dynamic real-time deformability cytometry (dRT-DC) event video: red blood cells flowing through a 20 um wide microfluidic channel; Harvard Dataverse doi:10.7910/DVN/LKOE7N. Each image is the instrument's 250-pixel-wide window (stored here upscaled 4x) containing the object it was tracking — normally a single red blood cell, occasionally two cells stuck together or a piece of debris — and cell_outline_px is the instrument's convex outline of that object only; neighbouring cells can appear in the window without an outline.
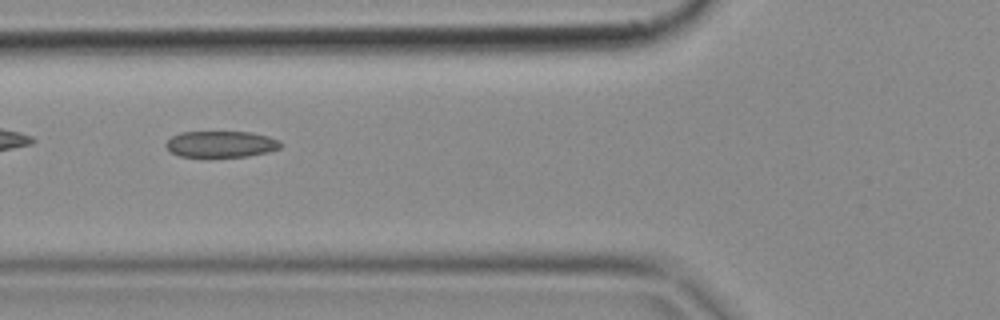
{"species": "common noctule bat (a hibernating species)", "species_latin": "Nyctalus noctula", "temperature_condition": "cold", "stored_images_in_passage": 6, "camera_frame_rate_fps": 3000, "um_per_image_px": 0.085, "animal": {"sex": "female", "body_mass_g": 18.4}, "frame": {"image": 1, "passage_image": 4, "time_ms": 1.0, "image_size_px": [1000, 320], "cell_outline_px": [[284, 144], [280, 148], [268, 152], [248, 156], [180, 156], [172, 152], [164, 144], [172, 136], [180, 132], [252, 132], [268, 136], [280, 140]], "centroid_in_image_um": [18.84, 12.24], "position_along_channel_um": 107.0, "area_um2": 17.51}}
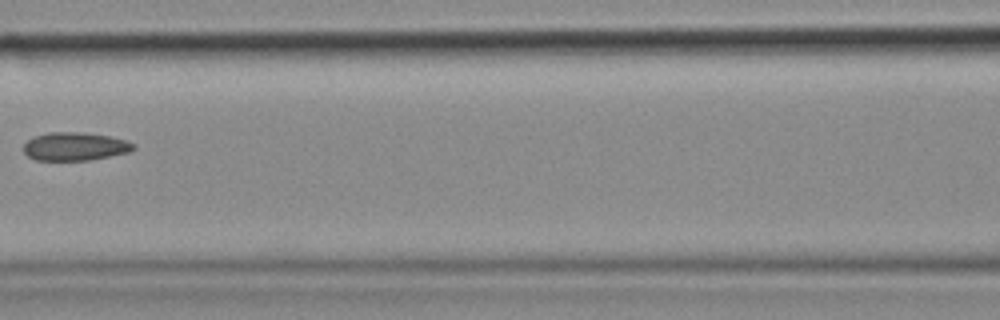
{"frame": {"image": 2, "passage_image": 5, "time_ms": 1.333, "image_size_px": [1000, 320], "cell_outline_px": [[136, 148], [128, 152], [88, 160], [36, 160], [28, 156], [24, 152], [24, 144], [28, 140], [36, 136], [48, 132], [84, 132], [108, 136], [128, 140], [136, 144]], "centroid_in_image_um": [6.39, 12.44], "position_along_channel_um": 160.2, "area_um2": 18.03}}